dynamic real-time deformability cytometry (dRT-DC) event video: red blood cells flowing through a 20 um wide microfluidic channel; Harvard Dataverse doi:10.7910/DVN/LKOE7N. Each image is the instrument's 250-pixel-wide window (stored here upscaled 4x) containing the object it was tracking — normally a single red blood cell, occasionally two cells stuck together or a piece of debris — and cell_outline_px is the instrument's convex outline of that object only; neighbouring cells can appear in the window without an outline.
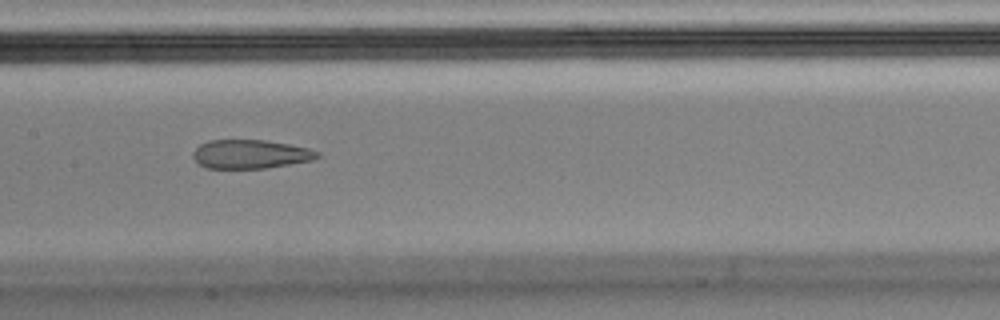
{"species": "Egyptian fruit bat (a non-hibernating species)", "species_latin": "Rousettus aegyptiacus", "temperature_condition": "cold", "stored_images_in_passage": 5, "camera_frame_rate_fps": 3000, "um_per_image_px": 0.085, "animal": {"sex": "male"}, "frame": {"image": 1, "passage_image": 4, "time_ms": 1.0, "image_size_px": [1000, 320], "cell_outline_px": [[320, 156], [312, 160], [264, 168], [208, 168], [200, 164], [192, 156], [192, 152], [200, 144], [208, 140], [264, 140], [288, 144], [308, 148], [320, 152]], "centroid_in_image_um": [21.27, 13.09], "position_along_channel_um": 186.1, "area_um2": 20.69}}
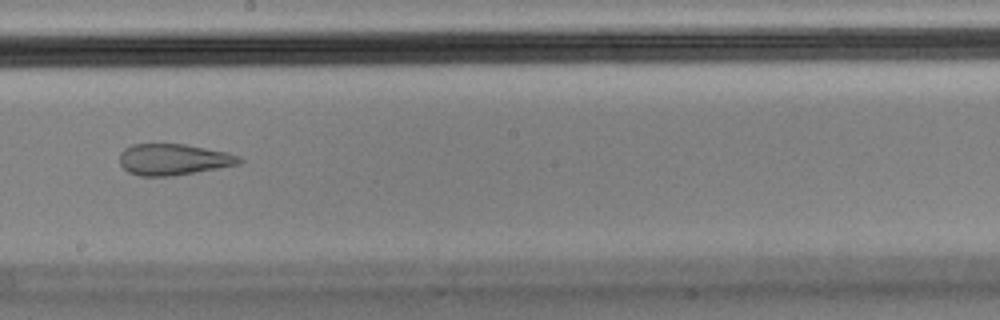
{"frame": {"image": 2, "passage_image": 5, "time_ms": 1.333, "image_size_px": [1000, 320], "cell_outline_px": [[244, 160], [240, 164], [172, 176], [140, 176], [128, 172], [120, 164], [120, 152], [124, 148], [132, 144], [184, 144], [228, 152], [240, 156]], "centroid_in_image_um": [14.75, 13.55], "position_along_channel_um": 233.5, "area_um2": 21.85}}